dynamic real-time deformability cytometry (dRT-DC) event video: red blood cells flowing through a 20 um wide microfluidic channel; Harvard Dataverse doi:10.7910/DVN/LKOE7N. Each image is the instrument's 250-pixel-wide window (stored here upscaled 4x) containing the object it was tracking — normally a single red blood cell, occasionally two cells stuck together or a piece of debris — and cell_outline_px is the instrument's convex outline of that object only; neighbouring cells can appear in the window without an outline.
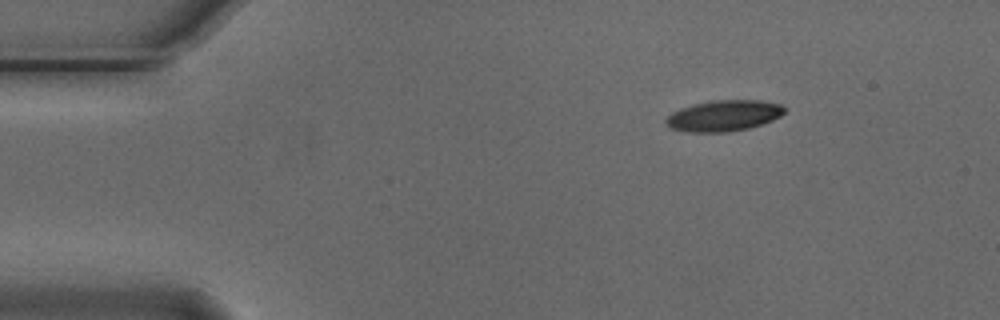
{"species": "Egyptian fruit bat (a non-hibernating species)", "species_latin": "Rousettus aegyptiacus", "temperature_condition": "cold", "stored_images_in_passage": 4, "camera_frame_rate_fps": 3000, "um_per_image_px": 0.085, "animal": {"sex": "male"}, "frame": {"image": 1, "passage_image": 1, "time_ms": 0.0, "image_size_px": [1000, 320], "cell_outline_px": [[784, 112], [780, 116], [772, 120], [748, 128], [728, 132], [688, 132], [668, 128], [664, 124], [664, 120], [672, 112], [680, 108], [692, 104], [712, 100], [760, 100], [780, 104], [784, 108]], "centroid_in_image_um": [61.45, 9.83], "position_along_channel_um": 23.5, "area_um2": 21.5}}
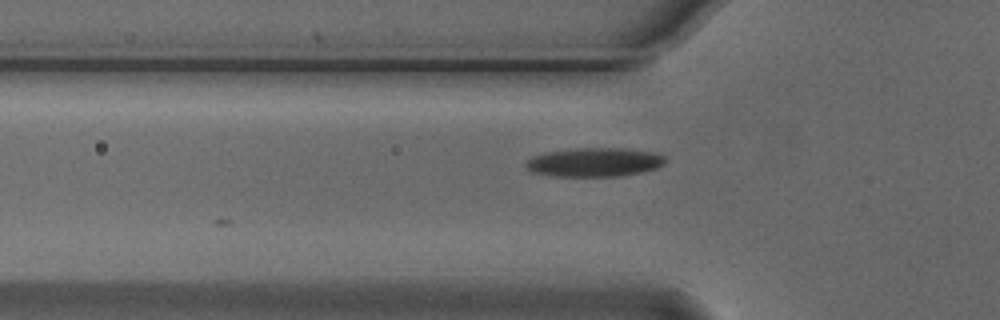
{"frame": {"image": 2, "passage_image": 3, "time_ms": 0.667, "image_size_px": [1000, 320], "cell_outline_px": [[664, 164], [656, 168], [640, 172], [620, 176], [548, 176], [532, 172], [524, 164], [532, 156], [544, 152], [576, 148], [628, 148], [656, 152], [664, 156]], "centroid_in_image_um": [50.51, 13.78], "position_along_channel_um": 75.3, "area_um2": 23.64}}
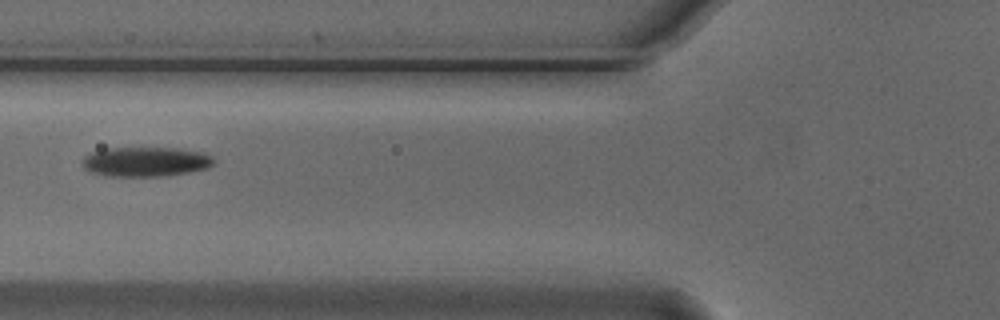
{"frame": {"image": 3, "passage_image": 4, "time_ms": 1.0, "image_size_px": [1000, 320], "cell_outline_px": [[216, 160], [212, 164], [204, 168], [188, 172], [164, 176], [104, 176], [92, 172], [84, 168], [84, 156], [92, 152], [108, 148], [180, 148], [204, 152], [212, 156]], "centroid_in_image_um": [12.4, 13.74], "position_along_channel_um": 113.4, "area_um2": 22.6}}